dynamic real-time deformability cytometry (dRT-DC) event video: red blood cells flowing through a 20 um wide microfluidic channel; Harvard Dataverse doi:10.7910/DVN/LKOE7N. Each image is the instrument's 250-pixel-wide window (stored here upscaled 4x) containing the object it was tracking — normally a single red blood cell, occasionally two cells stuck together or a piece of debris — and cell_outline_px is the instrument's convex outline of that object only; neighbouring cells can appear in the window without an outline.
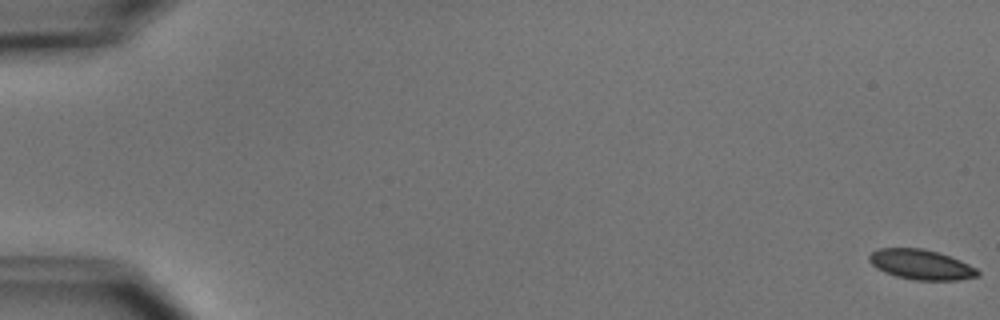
{"species": "common noctule bat (a hibernating species)", "species_latin": "Nyctalus noctula", "temperature_condition": "cold", "stored_images_in_passage": 54, "camera_frame_rate_fps": 3000, "um_per_image_px": 0.085, "animal": {"sex": "male", "body_mass_g": 15.6}, "frame": {"image": 1, "passage_image": 1, "time_ms": 0.0, "image_size_px": [1000, 320], "cell_outline_px": [[976, 272], [972, 276], [904, 276], [892, 272], [876, 264], [872, 260], [872, 256], [876, 252], [892, 248], [908, 248], [932, 252], [956, 260], [972, 268]], "centroid_in_image_um": [78.2, 22.39], "position_along_channel_um": 6.8, "area_um2": 14.85}}
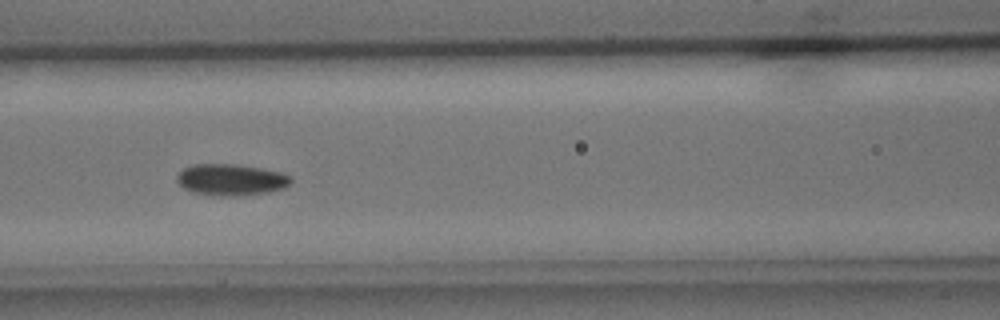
{"frame": {"image": 2, "passage_image": 25, "time_ms": 8.0, "image_size_px": [1000, 320], "cell_outline_px": [[288, 180], [280, 184], [264, 188], [196, 188], [188, 184], [180, 176], [184, 172], [192, 168], [240, 168], [264, 172], [284, 176]], "centroid_in_image_um": [19.61, 15.16], "position_along_channel_um": 147.0, "area_um2": 12.66}}
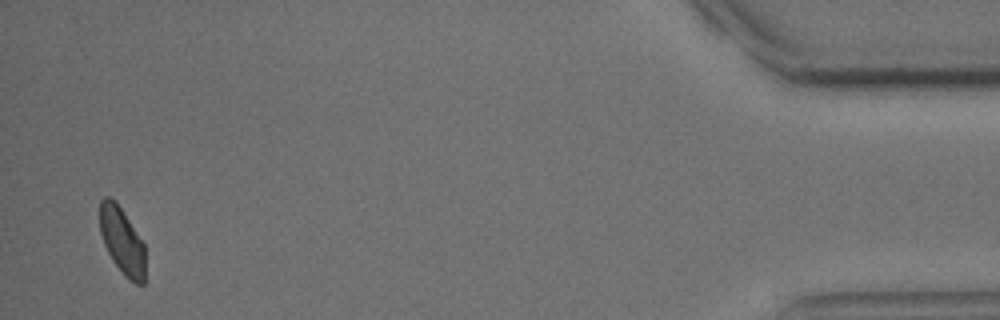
{"frame": {"image": 3, "passage_image": 53, "time_ms": 17.333, "image_size_px": [1000, 320], "cell_outline_px": [[144, 280], [140, 284], [132, 280], [120, 268], [112, 256], [104, 240], [100, 228], [100, 204], [104, 200], [112, 200], [120, 208], [144, 244]], "centroid_in_image_um": [10.4, 20.47], "position_along_channel_um": 424.8, "area_um2": 16.07}, "authors_computed_cell_mechanics": {"area_um2": 14.5945, "velocity_mm_per_s": 3.8055, "shape_relaxation_time_tau1_ms": null, "shape_relaxation_time_tau2_ms": 7.501, "deformation_change_tau1": null, "deformation_change_tau2": 0.0846}}